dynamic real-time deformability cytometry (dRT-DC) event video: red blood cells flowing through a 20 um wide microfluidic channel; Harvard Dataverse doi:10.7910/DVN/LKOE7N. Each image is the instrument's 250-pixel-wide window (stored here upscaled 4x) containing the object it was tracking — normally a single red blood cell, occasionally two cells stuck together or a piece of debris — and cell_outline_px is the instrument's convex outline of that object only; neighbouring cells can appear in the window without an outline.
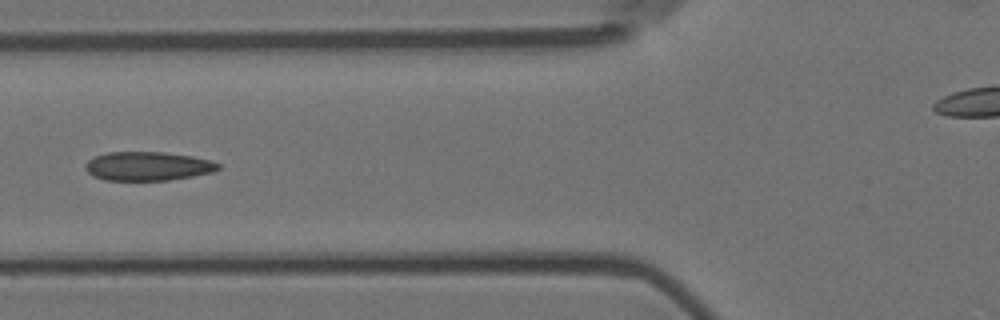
{"species": "Egyptian fruit bat (a non-hibernating species)", "species_latin": "Rousettus aegyptiacus", "temperature_condition": "room temperature", "stored_images_in_passage": 6, "camera_frame_rate_fps": 3000, "um_per_image_px": 0.085, "animal": {"sex": "female"}, "frame": {"image": 1, "passage_image": 6, "time_ms": 1.667, "image_size_px": [1000, 320], "cell_outline_px": [[220, 168], [216, 172], [168, 180], [104, 180], [88, 172], [84, 168], [84, 164], [88, 160], [96, 156], [108, 152], [164, 152], [192, 156], [212, 160], [220, 164]], "centroid_in_image_um": [12.6, 14.12], "position_along_channel_um": 113.2, "area_um2": 22.43}}